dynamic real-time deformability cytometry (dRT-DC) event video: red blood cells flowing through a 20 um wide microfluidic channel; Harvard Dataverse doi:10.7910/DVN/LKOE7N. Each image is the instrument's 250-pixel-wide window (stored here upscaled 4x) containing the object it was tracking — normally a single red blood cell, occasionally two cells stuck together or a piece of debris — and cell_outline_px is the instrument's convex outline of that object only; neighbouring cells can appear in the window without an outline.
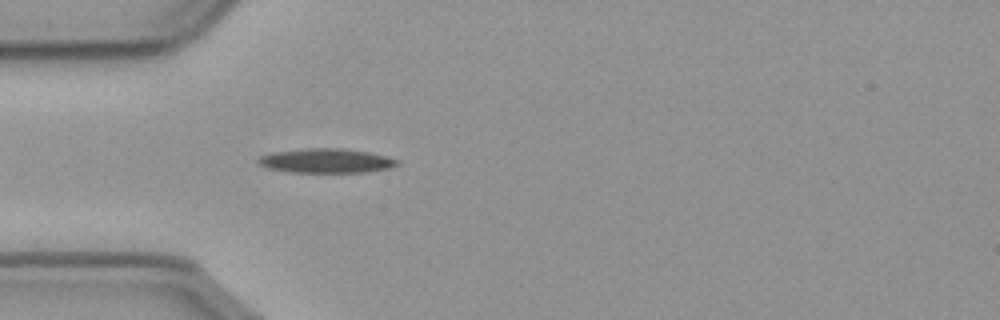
{"species": "common noctule bat (a hibernating species)", "species_latin": "Nyctalus noctula", "temperature_condition": "cold", "stored_images_in_passage": 56, "camera_frame_rate_fps": 3000, "um_per_image_px": 0.085, "animal": {"sex": "male", "body_mass_g": 23.1, "forearm_length_mm": 52.7}, "frame": {"image": 1, "passage_image": 16, "time_ms": 5.0, "image_size_px": [1000, 320], "cell_outline_px": [[400, 164], [388, 168], [368, 172], [292, 172], [268, 168], [260, 164], [256, 160], [260, 156], [272, 152], [308, 148], [344, 148], [368, 152], [400, 160]], "centroid_in_image_um": [27.74, 13.66], "position_along_channel_um": 57.3, "area_um2": 19.65}}
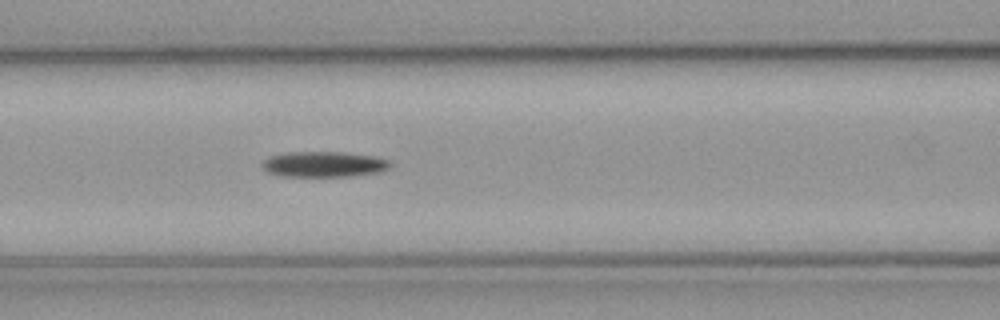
{"frame": {"image": 2, "passage_image": 23, "time_ms": 7.333, "image_size_px": [1000, 320], "cell_outline_px": [[392, 164], [388, 168], [380, 172], [352, 176], [280, 176], [268, 172], [264, 168], [264, 160], [272, 156], [288, 152], [344, 152], [376, 156], [388, 160]], "centroid_in_image_um": [27.59, 13.96], "position_along_channel_um": 139.0, "area_um2": 18.96}}
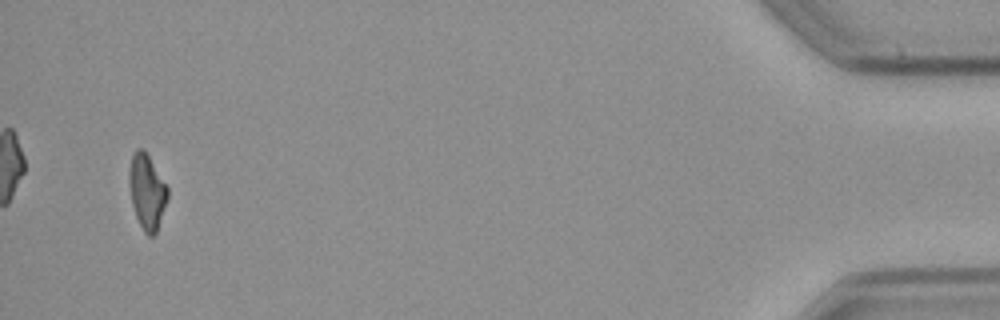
{"frame": {"image": 3, "passage_image": 54, "time_ms": 17.667, "image_size_px": [1000, 320], "cell_outline_px": [[168, 196], [156, 232], [152, 236], [148, 236], [144, 232], [136, 216], [132, 204], [128, 180], [128, 172], [132, 152], [136, 148], [144, 148], [168, 188]], "centroid_in_image_um": [12.46, 16.24], "position_along_channel_um": 422.7, "area_um2": 16.76}, "authors_computed_cell_mechanics": {"area_um2": 18.4671, "velocity_mm_per_s": 3.6104, "shape_relaxation_time_tau1_ms": 4.9091, "shape_relaxation_time_tau2_ms": null, "deformation_change_tau1": 0.1428, "deformation_change_tau2": null}}